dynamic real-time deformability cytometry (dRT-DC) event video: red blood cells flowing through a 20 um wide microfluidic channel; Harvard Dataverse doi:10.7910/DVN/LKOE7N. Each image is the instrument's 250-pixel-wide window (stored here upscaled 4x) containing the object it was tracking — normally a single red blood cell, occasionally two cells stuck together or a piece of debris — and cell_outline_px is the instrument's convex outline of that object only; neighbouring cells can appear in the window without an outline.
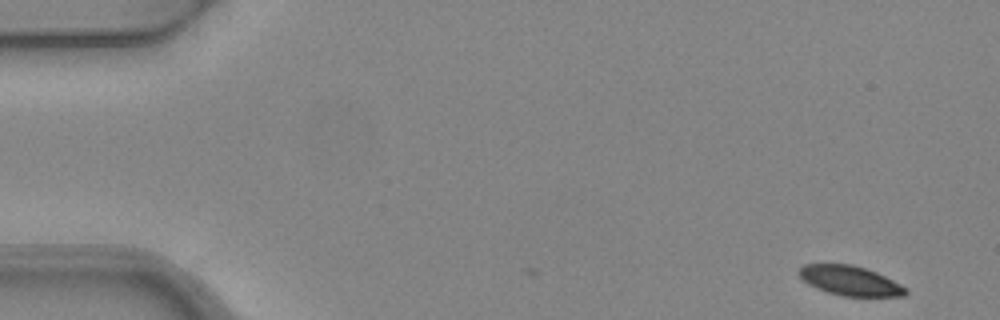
{"species": "common noctule bat (a hibernating species)", "species_latin": "Nyctalus noctula", "temperature_condition": "warm", "stored_images_in_passage": 5, "camera_frame_rate_fps": 3000, "um_per_image_px": 0.085, "animal": {"sex": "female", "body_mass_g": 24.6, "forearm_length_mm": 56.2}, "frame": {"image": 1, "passage_image": 1, "time_ms": 0.0, "image_size_px": [1000, 320], "cell_outline_px": [[908, 292], [904, 296], [844, 296], [828, 292], [816, 288], [808, 284], [796, 272], [804, 264], [852, 264], [876, 272], [908, 288]], "centroid_in_image_um": [72.25, 23.85], "position_along_channel_um": 12.8, "area_um2": 18.32}}
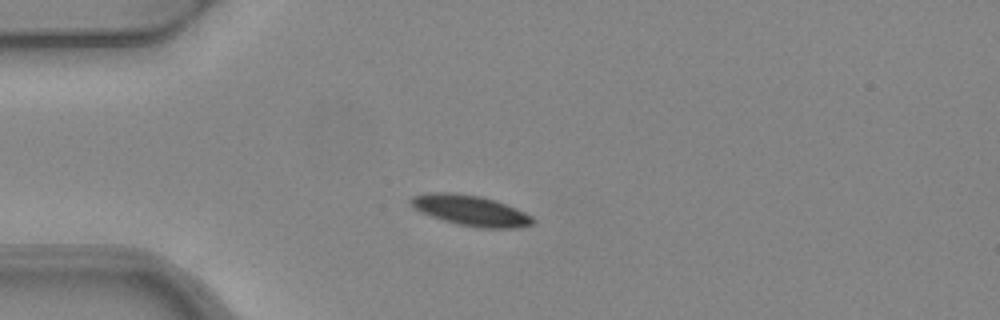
{"frame": {"image": 2, "passage_image": 4, "time_ms": 1.0, "image_size_px": [1000, 320], "cell_outline_px": [[536, 220], [532, 224], [516, 228], [480, 228], [456, 224], [420, 212], [408, 200], [412, 196], [428, 192], [448, 192], [480, 196], [496, 200], [516, 208], [532, 216]], "centroid_in_image_um": [40.01, 17.89], "position_along_channel_um": 45.0, "area_um2": 21.68}}